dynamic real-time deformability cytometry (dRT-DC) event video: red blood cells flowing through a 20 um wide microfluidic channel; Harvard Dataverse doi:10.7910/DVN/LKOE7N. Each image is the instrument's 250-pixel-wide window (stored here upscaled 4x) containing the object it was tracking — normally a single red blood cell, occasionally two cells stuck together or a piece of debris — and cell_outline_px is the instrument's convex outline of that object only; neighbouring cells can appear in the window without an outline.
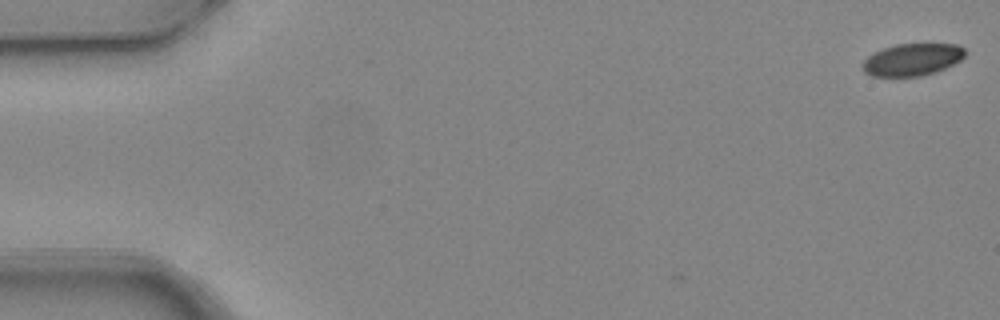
{"species": "common noctule bat (a hibernating species)", "species_latin": "Nyctalus noctula", "temperature_condition": "warm", "stored_images_in_passage": 4, "camera_frame_rate_fps": 3000, "um_per_image_px": 0.085, "animal": {"sex": "female", "body_mass_g": 24.6, "forearm_length_mm": 56.2}, "frame": {"image": 1, "passage_image": 1, "time_ms": 0.0, "image_size_px": [1000, 320], "cell_outline_px": [[964, 56], [960, 60], [944, 68], [920, 76], [872, 76], [864, 72], [864, 60], [868, 56], [884, 48], [896, 44], [956, 44], [964, 48]], "centroid_in_image_um": [77.54, 5.06], "position_along_channel_um": 7.5, "area_um2": 18.79}}